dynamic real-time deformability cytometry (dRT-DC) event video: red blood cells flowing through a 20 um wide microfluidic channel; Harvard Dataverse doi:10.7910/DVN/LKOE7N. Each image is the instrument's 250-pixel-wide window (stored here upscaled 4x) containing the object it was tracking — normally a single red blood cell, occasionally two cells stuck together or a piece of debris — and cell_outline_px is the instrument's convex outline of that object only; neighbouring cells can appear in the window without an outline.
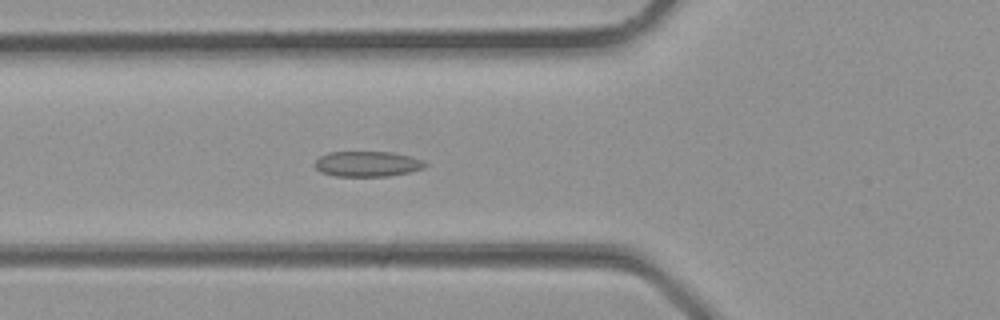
{"species": "common noctule bat (a hibernating species)", "species_latin": "Nyctalus noctula", "temperature_condition": "room temperature", "stored_images_in_passage": 26, "camera_frame_rate_fps": 3000, "um_per_image_px": 0.085, "animal": {"sex": "male", "body_mass_g": 23.1, "forearm_length_mm": 52.7}, "frame": {"image": 1, "passage_image": 6, "time_ms": 1.667, "image_size_px": [1000, 320], "cell_outline_px": [[428, 164], [424, 168], [408, 172], [388, 176], [336, 176], [320, 172], [312, 164], [320, 156], [328, 152], [392, 152], [424, 160]], "centroid_in_image_um": [31.2, 13.93], "position_along_channel_um": 94.6, "area_um2": 16.36}}
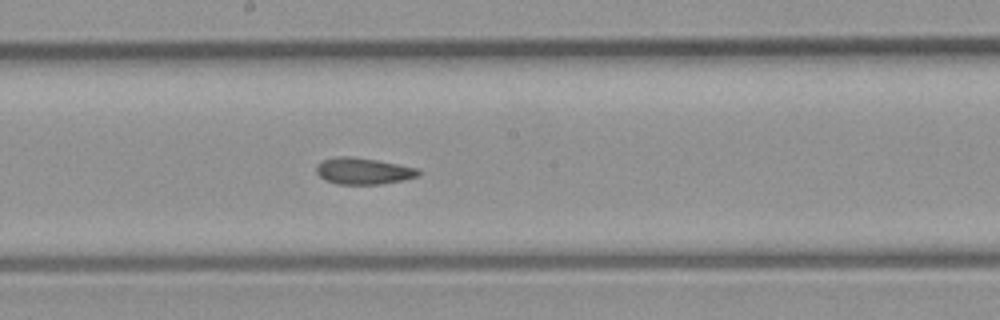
{"frame": {"image": 2, "passage_image": 12, "time_ms": 3.667, "image_size_px": [1000, 320], "cell_outline_px": [[420, 176], [380, 184], [336, 184], [324, 180], [316, 172], [316, 164], [324, 160], [336, 156], [352, 156], [376, 160], [420, 168]], "centroid_in_image_um": [30.87, 14.53], "position_along_channel_um": 217.3, "area_um2": 15.84}}
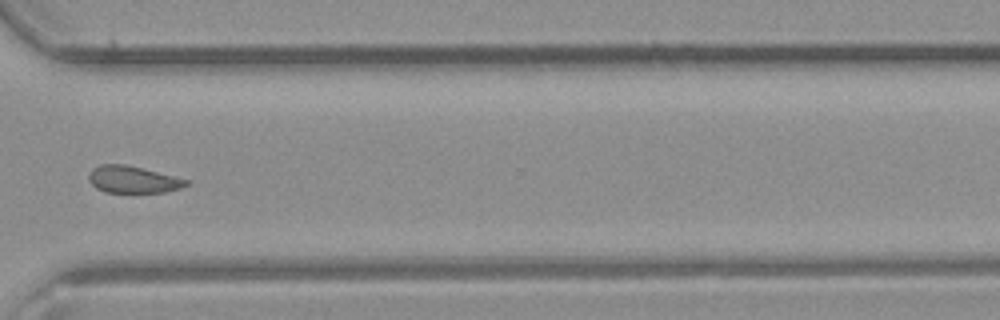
{"frame": {"image": 3, "passage_image": 19, "time_ms": 6.0, "image_size_px": [1000, 320], "cell_outline_px": [[188, 184], [180, 188], [164, 192], [132, 196], [104, 192], [96, 188], [88, 180], [88, 176], [92, 168], [100, 164], [124, 164], [188, 180]], "centroid_in_image_um": [11.24, 15.32], "position_along_channel_um": 359.4, "area_um2": 15.9}}